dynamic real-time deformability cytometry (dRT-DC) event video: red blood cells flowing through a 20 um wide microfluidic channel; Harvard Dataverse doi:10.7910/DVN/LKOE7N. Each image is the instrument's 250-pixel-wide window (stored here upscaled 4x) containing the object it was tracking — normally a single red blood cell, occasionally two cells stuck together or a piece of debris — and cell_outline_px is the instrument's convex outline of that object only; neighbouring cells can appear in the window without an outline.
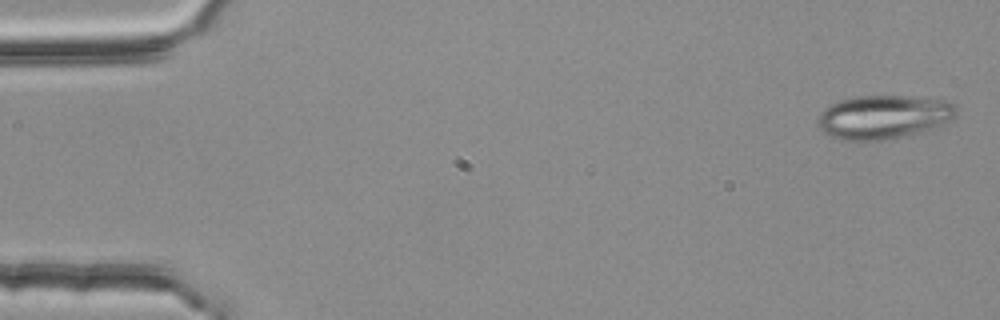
{"species": "common noctule bat (a hibernating species)", "species_latin": "Nyctalus noctula", "temperature_condition": "room temperature", "stored_images_in_passage": 4, "camera_frame_rate_fps": 3000, "um_per_image_px": 0.085, "animal": {"sex": "female", "body_mass_g": 25.1}, "frame": {"image": 1, "passage_image": 1, "time_ms": 0.0, "image_size_px": [1000, 320], "cell_outline_px": [[956, 116], [952, 120], [940, 128], [884, 140], [840, 140], [824, 132], [816, 124], [816, 116], [824, 108], [840, 100], [856, 96], [900, 96], [944, 100], [956, 104]], "centroid_in_image_um": [75.12, 9.95], "position_along_channel_um": 9.9, "area_um2": 35.66}}